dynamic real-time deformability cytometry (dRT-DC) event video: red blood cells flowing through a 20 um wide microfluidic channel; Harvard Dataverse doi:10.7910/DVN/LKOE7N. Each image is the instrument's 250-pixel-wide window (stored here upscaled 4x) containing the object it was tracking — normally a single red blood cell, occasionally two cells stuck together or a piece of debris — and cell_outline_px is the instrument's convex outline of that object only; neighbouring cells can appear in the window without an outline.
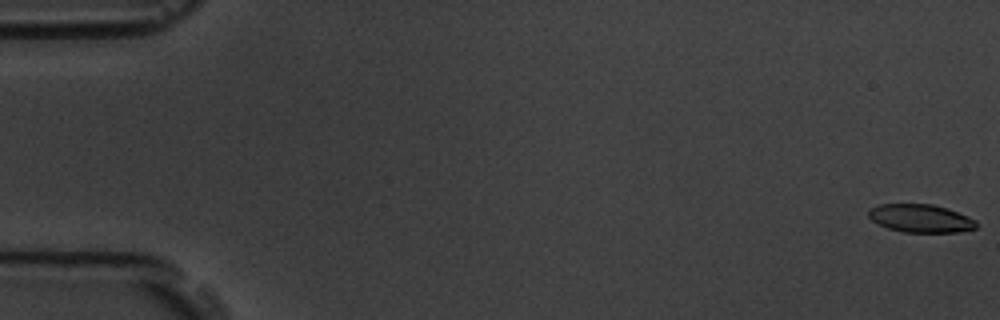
{"species": "common noctule bat (a hibernating species)", "species_latin": "Nyctalus noctula", "temperature_condition": "room temperature", "stored_images_in_passage": 6, "camera_frame_rate_fps": 3000, "um_per_image_px": 0.085, "animal": {"sex": "male", "body_mass_g": 19.5, "forearm_length_mm": 54.6}, "frame": {"image": 1, "passage_image": 1, "time_ms": 0.0, "image_size_px": [1000, 320], "cell_outline_px": [[976, 228], [960, 232], [904, 232], [888, 228], [872, 220], [868, 216], [868, 212], [872, 208], [880, 204], [932, 204], [948, 208], [968, 216], [976, 220]], "centroid_in_image_um": [78.28, 18.56], "position_along_channel_um": 6.7, "area_um2": 17.57}}